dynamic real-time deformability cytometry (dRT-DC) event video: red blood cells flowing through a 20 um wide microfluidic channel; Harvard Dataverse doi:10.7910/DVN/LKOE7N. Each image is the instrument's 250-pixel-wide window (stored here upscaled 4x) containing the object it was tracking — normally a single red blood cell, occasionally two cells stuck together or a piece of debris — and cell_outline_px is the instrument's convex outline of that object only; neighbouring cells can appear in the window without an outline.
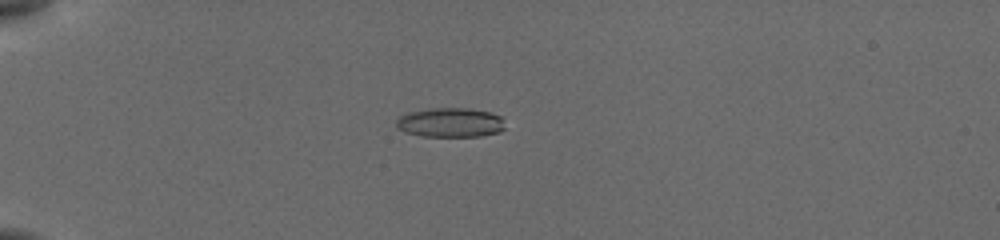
{"species": "common noctule bat (a hibernating species)", "species_latin": "Nyctalus noctula", "temperature_condition": "cold", "stored_images_in_passage": 69, "camera_frame_rate_fps": 3000, "um_per_image_px": 0.085, "animal": {"sex": "female", "body_mass_g": 19.5, "forearm_length_mm": 54.1}, "frame": {"image": 1, "passage_image": 1, "time_ms": 0.0, "image_size_px": [1000, 240], "cell_outline_px": [[504, 128], [500, 132], [480, 136], [420, 136], [404, 132], [396, 128], [396, 120], [400, 116], [408, 112], [428, 108], [468, 108], [492, 112], [500, 116]], "centroid_in_image_um": [38.24, 10.41], "position_along_channel_um": 46.8, "area_um2": 18.79}}
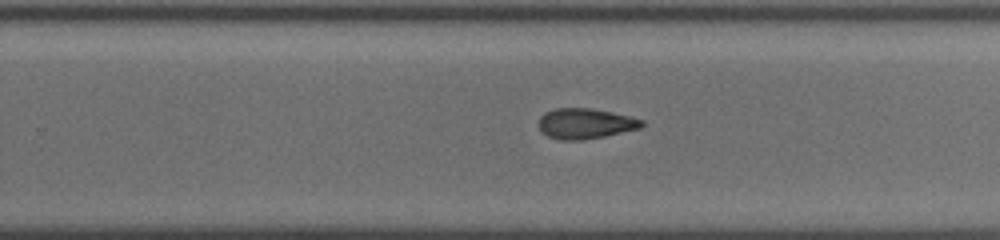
{"frame": {"image": 2, "passage_image": 39, "time_ms": 7.0, "image_size_px": [1000, 240], "cell_outline_px": [[644, 124], [640, 128], [604, 136], [580, 140], [560, 140], [548, 136], [540, 132], [540, 116], [544, 112], [556, 108], [592, 108], [612, 112], [644, 120]], "centroid_in_image_um": [49.73, 10.5], "position_along_channel_um": 280.1, "area_um2": 18.21}}
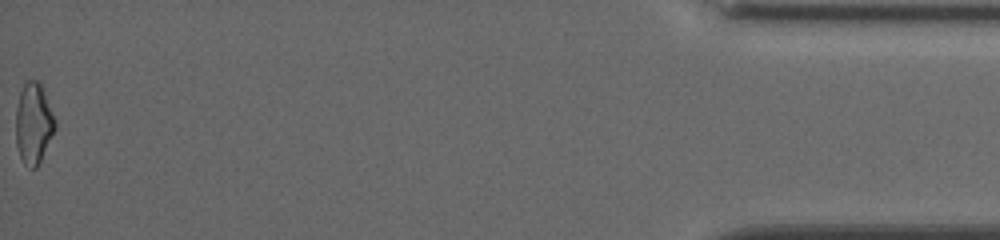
{"frame": {"image": 3, "passage_image": 68, "time_ms": 13.0, "image_size_px": [1000, 240], "cell_outline_px": [[56, 128], [36, 168], [32, 168], [24, 164], [20, 156], [16, 144], [16, 108], [20, 92], [24, 84], [28, 80], [36, 80], [40, 84], [56, 120]], "centroid_in_image_um": [2.84, 10.5], "position_along_channel_um": 432.4, "area_um2": 18.21}, "authors_computed_cell_mechanics": {"area_um2": 18.207, "velocity_mm_per_s": 3.8911, "shape_relaxation_time_tau1_ms": 4.2064, "shape_relaxation_time_tau2_ms": 9.2431, "deformation_change_tau1": 0.1525, "deformation_change_tau2": 0.2237}}